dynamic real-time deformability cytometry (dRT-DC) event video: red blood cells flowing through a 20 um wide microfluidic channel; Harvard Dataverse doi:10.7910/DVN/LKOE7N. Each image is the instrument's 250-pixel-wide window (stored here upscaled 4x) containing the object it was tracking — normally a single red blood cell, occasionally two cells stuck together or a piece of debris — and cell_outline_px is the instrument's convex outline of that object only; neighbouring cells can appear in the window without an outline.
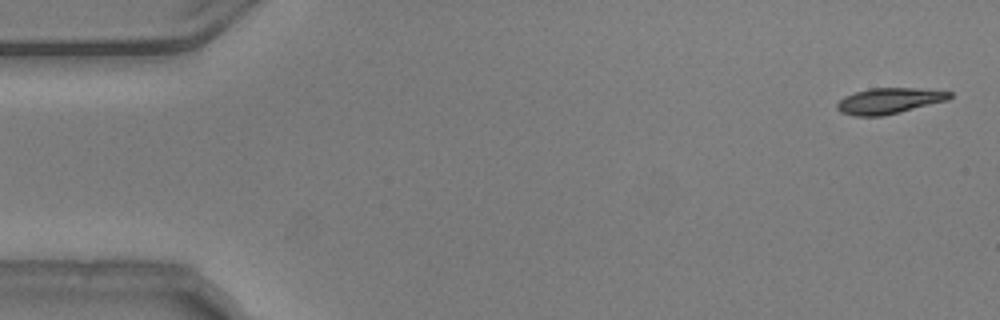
{"species": "common noctule bat (a hibernating species)", "species_latin": "Nyctalus noctula", "temperature_condition": "warm", "stored_images_in_passage": 54, "camera_frame_rate_fps": 3000, "um_per_image_px": 0.085, "animal": {"sex": "male", "body_mass_g": 20.5, "forearm_length_mm": 52.5}, "frame": {"image": 1, "passage_image": 1, "time_ms": 0.0, "image_size_px": [1000, 320], "cell_outline_px": [[952, 96], [948, 100], [884, 116], [856, 116], [840, 112], [836, 108], [836, 104], [844, 96], [868, 88], [920, 88], [952, 92]], "centroid_in_image_um": [75.57, 8.57], "position_along_channel_um": 9.4, "area_um2": 16.99}}
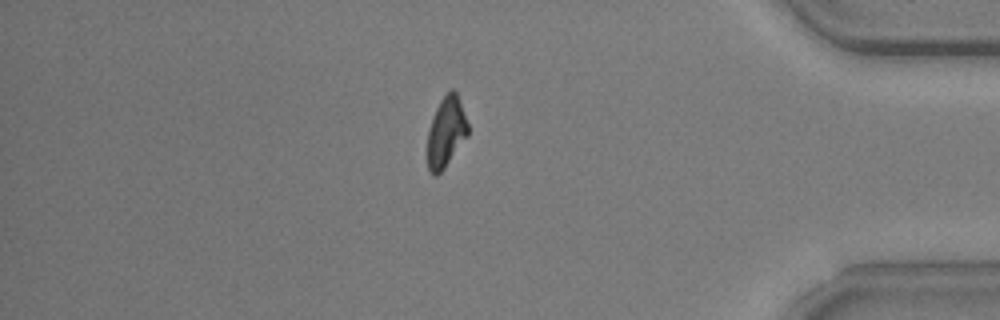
{"frame": {"image": 2, "passage_image": 45, "time_ms": 14.667, "image_size_px": [1000, 320], "cell_outline_px": [[468, 136], [444, 168], [436, 176], [432, 176], [428, 172], [428, 128], [432, 116], [440, 100], [452, 88], [456, 92], [468, 124]], "centroid_in_image_um": [37.9, 11.25], "position_along_channel_um": 397.3, "area_um2": 16.53}}
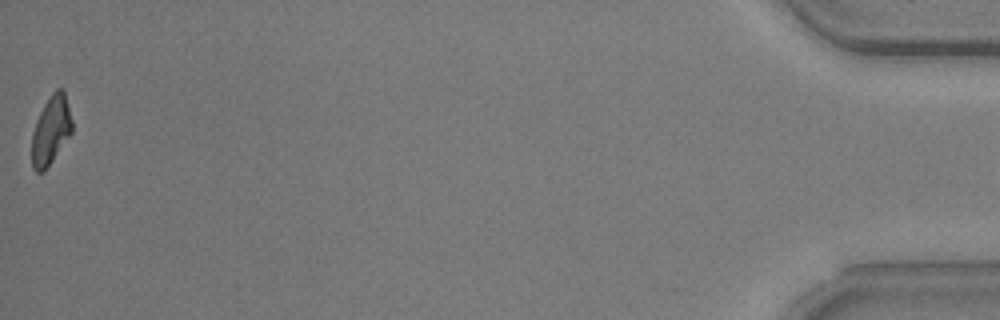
{"frame": {"image": 3, "passage_image": 53, "time_ms": 17.333, "image_size_px": [1000, 320], "cell_outline_px": [[72, 132], [44, 172], [36, 172], [32, 168], [32, 132], [36, 120], [44, 104], [52, 92], [56, 88], [60, 88], [64, 92], [72, 120]], "centroid_in_image_um": [4.31, 11.08], "position_along_channel_um": 430.9, "area_um2": 15.95}}